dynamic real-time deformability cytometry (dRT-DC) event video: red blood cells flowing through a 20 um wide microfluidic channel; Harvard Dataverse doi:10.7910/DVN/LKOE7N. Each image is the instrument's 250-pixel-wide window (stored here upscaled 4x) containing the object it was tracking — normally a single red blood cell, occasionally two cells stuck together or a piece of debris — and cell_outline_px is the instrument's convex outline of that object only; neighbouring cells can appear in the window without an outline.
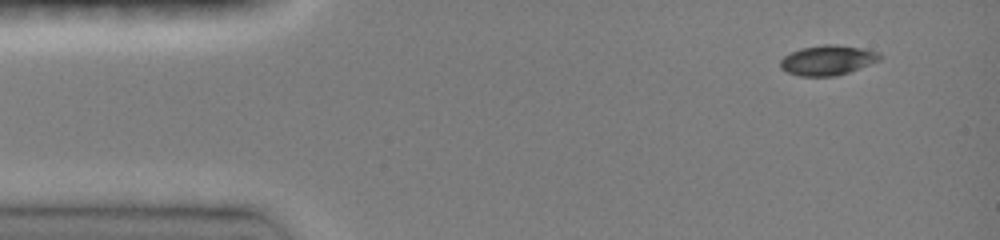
{"species": "common noctule bat (a hibernating species)", "species_latin": "Nyctalus noctula", "temperature_condition": "room temperature", "stored_images_in_passage": 44, "camera_frame_rate_fps": 3000, "um_per_image_px": 0.085, "animal": {"sex": "female", "body_mass_g": 19.0, "forearm_length_mm": 51.5}, "frame": {"image": 1, "passage_image": 1, "time_ms": 0.0, "image_size_px": [1000, 240], "cell_outline_px": [[880, 60], [860, 68], [836, 76], [800, 76], [788, 72], [780, 68], [780, 60], [784, 56], [800, 48], [824, 44], [836, 44], [864, 48], [880, 52]], "centroid_in_image_um": [70.35, 5.11], "position_along_channel_um": 14.6, "area_um2": 17.4}}
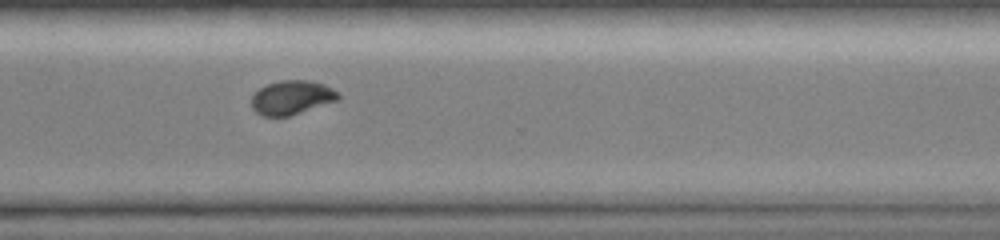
{"frame": {"image": 2, "passage_image": 33, "time_ms": 10.333, "image_size_px": [1000, 240], "cell_outline_px": [[340, 100], [288, 116], [264, 116], [256, 112], [252, 108], [252, 96], [260, 88], [268, 84], [280, 80], [308, 80], [324, 84], [340, 92]], "centroid_in_image_um": [24.84, 8.28], "position_along_channel_um": 345.8, "area_um2": 17.22}}
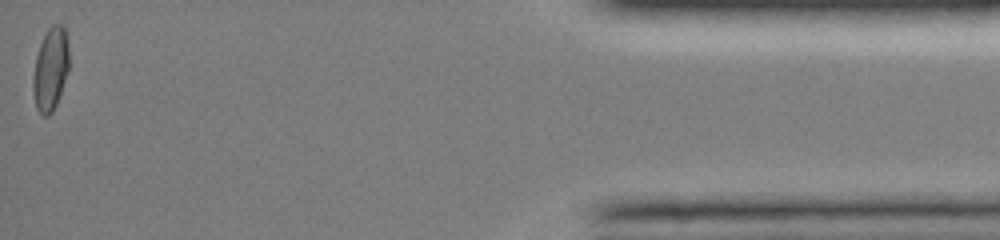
{"frame": {"image": 3, "passage_image": 44, "time_ms": 14.333, "image_size_px": [1000, 240], "cell_outline_px": [[68, 72], [56, 104], [52, 112], [48, 116], [40, 116], [36, 108], [32, 88], [32, 80], [36, 56], [40, 44], [48, 28], [52, 24], [60, 24], [64, 28], [68, 44]], "centroid_in_image_um": [4.28, 5.9], "position_along_channel_um": 430.9, "area_um2": 17.4}, "authors_computed_cell_mechanics": {"area_um2": 17.4845, "velocity_mm_per_s": 4.055, "shape_relaxation_time_tau1_ms": 4.5442, "shape_relaxation_time_tau2_ms": null, "deformation_change_tau1": 0.1275, "deformation_change_tau2": null}}